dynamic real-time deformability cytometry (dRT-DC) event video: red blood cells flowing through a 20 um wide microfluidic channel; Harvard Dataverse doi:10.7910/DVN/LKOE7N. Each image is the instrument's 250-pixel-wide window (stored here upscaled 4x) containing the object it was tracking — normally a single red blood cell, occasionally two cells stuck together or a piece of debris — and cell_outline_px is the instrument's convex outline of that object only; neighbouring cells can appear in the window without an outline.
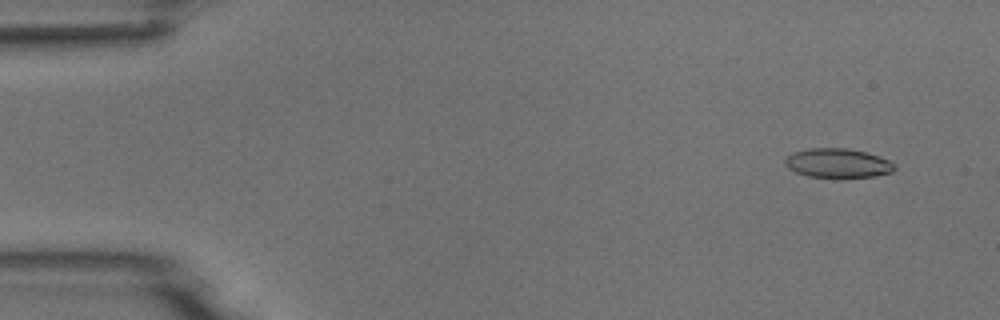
{"species": "common noctule bat (a hibernating species)", "species_latin": "Nyctalus noctula", "temperature_condition": "room temperature", "stored_images_in_passage": 10, "camera_frame_rate_fps": 3000, "um_per_image_px": 0.085, "animal": {"sex": "male", "body_mass_g": 18.8}, "frame": {"image": 1, "passage_image": 2, "time_ms": 1.0, "image_size_px": [1000, 320], "cell_outline_px": [[896, 168], [892, 172], [876, 176], [808, 176], [796, 172], [788, 168], [784, 164], [784, 160], [792, 152], [808, 148], [848, 148], [864, 152], [888, 160], [896, 164]], "centroid_in_image_um": [71.19, 13.84], "position_along_channel_um": 13.8, "area_um2": 18.32}}
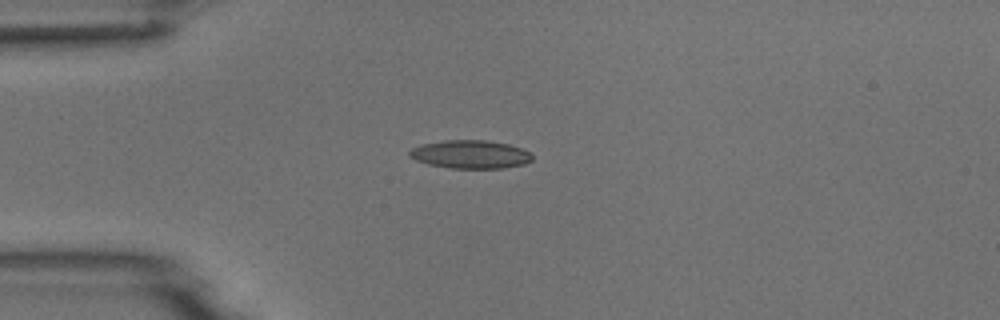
{"frame": {"image": 2, "passage_image": 4, "time_ms": 4.333, "image_size_px": [1000, 320], "cell_outline_px": [[532, 160], [524, 164], [504, 168], [448, 168], [428, 164], [416, 160], [408, 156], [408, 152], [412, 148], [420, 144], [444, 140], [484, 140], [508, 144], [520, 148], [528, 152], [532, 156]], "centroid_in_image_um": [39.94, 13.12], "position_along_channel_um": 45.1, "area_um2": 20.23}}
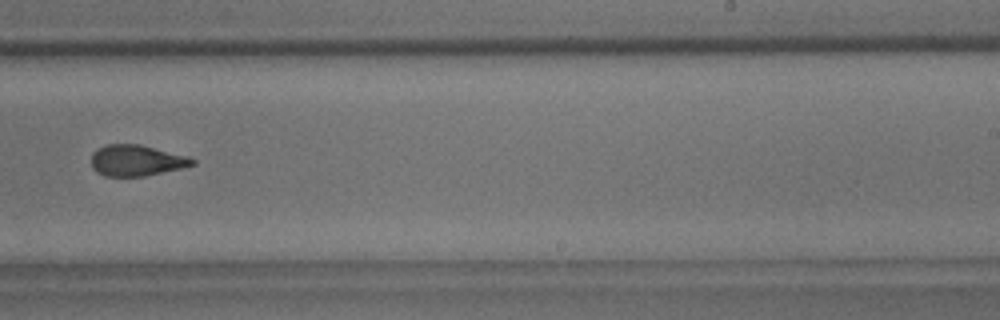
{"frame": {"image": 3, "passage_image": 10, "time_ms": 11.0, "image_size_px": [1000, 320], "cell_outline_px": [[196, 164], [180, 168], [144, 176], [104, 176], [96, 172], [92, 168], [92, 152], [96, 148], [108, 144], [140, 144], [188, 156], [196, 160]], "centroid_in_image_um": [11.57, 13.63], "position_along_channel_um": 277.4, "area_um2": 18.32}}